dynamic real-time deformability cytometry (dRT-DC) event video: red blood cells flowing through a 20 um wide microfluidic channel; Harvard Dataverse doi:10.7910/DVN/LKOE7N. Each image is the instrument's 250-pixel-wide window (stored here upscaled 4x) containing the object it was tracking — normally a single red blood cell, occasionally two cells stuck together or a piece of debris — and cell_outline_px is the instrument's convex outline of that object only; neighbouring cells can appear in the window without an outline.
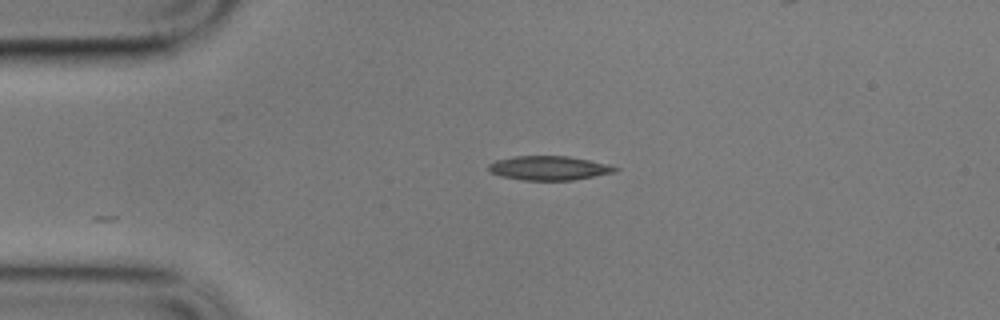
{"species": "common noctule bat (a hibernating species)", "species_latin": "Nyctalus noctula", "temperature_condition": "cold", "stored_images_in_passage": 27, "camera_frame_rate_fps": 3000, "um_per_image_px": 0.085, "animal": {"sex": "male", "body_mass_g": 17.9}, "frame": {"image": 1, "passage_image": 1, "time_ms": 0.0, "image_size_px": [1000, 320], "cell_outline_px": [[620, 168], [616, 172], [572, 180], [524, 180], [500, 176], [488, 172], [488, 164], [496, 160], [516, 156], [568, 156], [608, 164]], "centroid_in_image_um": [46.64, 14.28], "position_along_channel_um": 38.4, "area_um2": 17.8}}
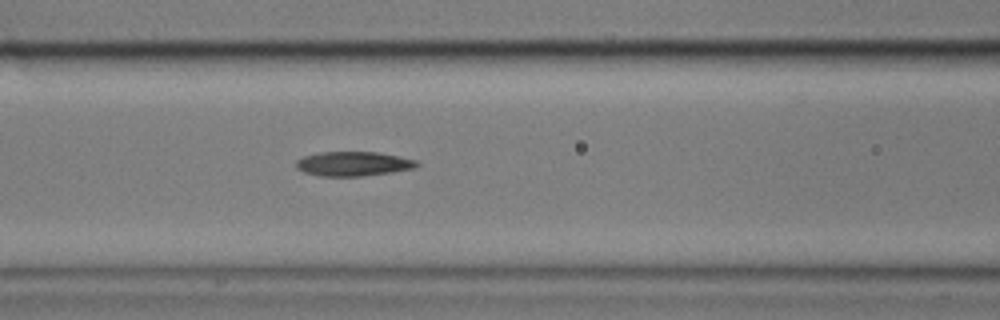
{"frame": {"image": 2, "passage_image": 12, "time_ms": 3.667, "image_size_px": [1000, 320], "cell_outline_px": [[420, 164], [416, 168], [392, 172], [360, 176], [320, 176], [304, 172], [296, 168], [296, 160], [304, 156], [320, 152], [376, 152], [400, 156], [416, 160]], "centroid_in_image_um": [30.04, 13.92], "position_along_channel_um": 136.6, "area_um2": 17.22}}
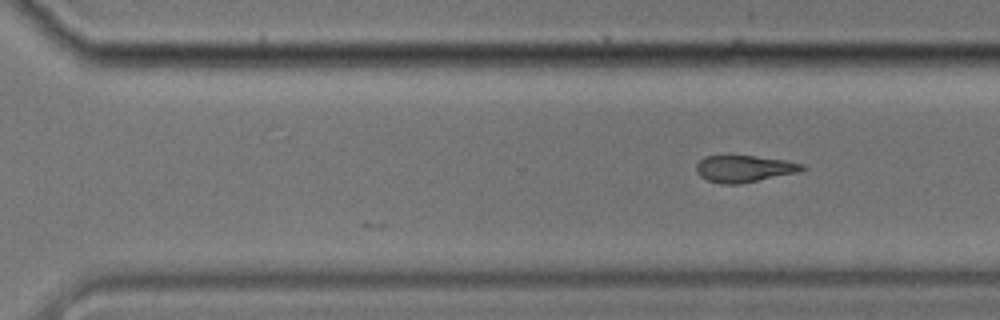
{"frame": {"image": 3, "passage_image": 27, "time_ms": 8.667, "image_size_px": [1000, 320], "cell_outline_px": [[804, 168], [800, 172], [740, 184], [720, 184], [708, 180], [700, 176], [696, 172], [696, 164], [704, 156], [756, 156], [784, 160], [804, 164]], "centroid_in_image_um": [63.24, 14.35], "position_along_channel_um": 307.4, "area_um2": 16.53}}